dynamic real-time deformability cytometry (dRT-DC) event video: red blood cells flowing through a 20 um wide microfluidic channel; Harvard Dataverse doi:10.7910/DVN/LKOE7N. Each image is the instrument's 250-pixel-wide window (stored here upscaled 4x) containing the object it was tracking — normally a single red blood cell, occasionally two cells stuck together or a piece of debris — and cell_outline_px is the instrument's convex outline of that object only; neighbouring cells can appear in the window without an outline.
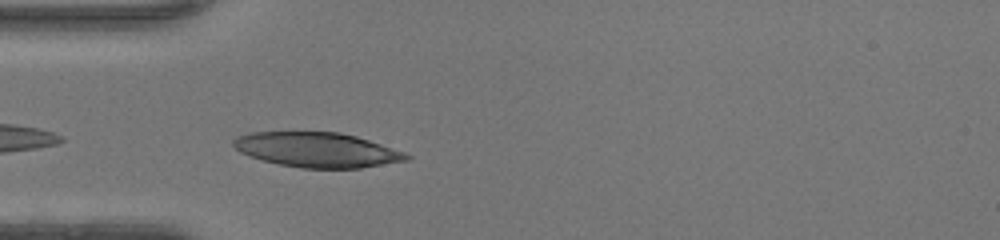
{"species": "human", "species_latin": "Homo sapiens", "temperature_condition": "warm", "stored_images_in_passage": 32, "camera_frame_rate_fps": 3000, "um_per_image_px": 0.085, "donor": {"sex": "female"}, "frame": {"image": 1, "passage_image": 1, "time_ms": 0.0, "image_size_px": [1000, 240], "cell_outline_px": [[412, 156], [408, 160], [360, 168], [300, 168], [280, 164], [248, 156], [240, 152], [232, 144], [232, 140], [236, 136], [252, 132], [340, 132], [356, 136], [404, 152]], "centroid_in_image_um": [26.93, 12.73], "position_along_channel_um": 58.1, "area_um2": 34.97}}
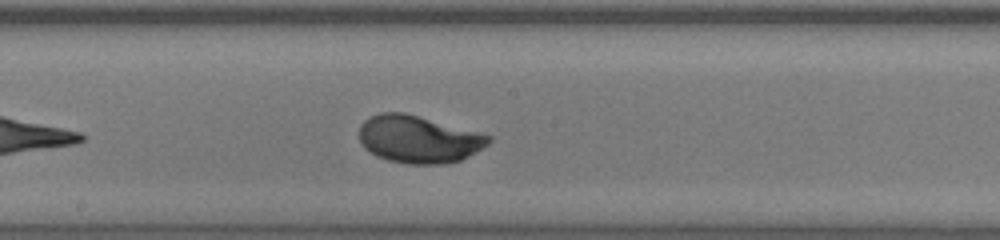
{"frame": {"image": 2, "passage_image": 12, "time_ms": 3.667, "image_size_px": [1000, 240], "cell_outline_px": [[492, 140], [488, 144], [468, 156], [460, 160], [444, 164], [408, 164], [388, 160], [376, 156], [364, 148], [360, 140], [360, 124], [364, 120], [380, 112], [404, 112], [492, 136]], "centroid_in_image_um": [35.55, 11.84], "position_along_channel_um": 212.6, "area_um2": 35.55}}
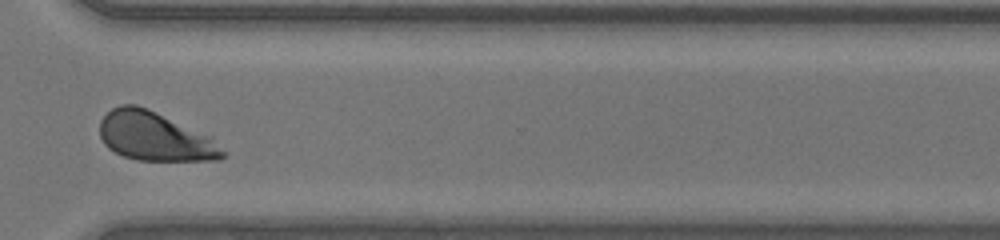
{"frame": {"image": 3, "passage_image": 22, "time_ms": 7.0, "image_size_px": [1000, 240], "cell_outline_px": [[224, 156], [220, 160], [136, 160], [124, 156], [108, 148], [104, 144], [100, 136], [100, 120], [112, 108], [120, 104], [136, 104], [148, 108], [212, 136], [224, 152]], "centroid_in_image_um": [13.16, 11.58], "position_along_channel_um": 357.4, "area_um2": 35.08}, "authors_computed_cell_mechanics": {"area_um2": 34.8245, "velocity_mm_per_s": 4.3207, "shape_relaxation_time_tau1_ms": 1.6596, "shape_relaxation_time_tau2_ms": null, "deformation_change_tau1": 0.1584, "deformation_change_tau2": null}}